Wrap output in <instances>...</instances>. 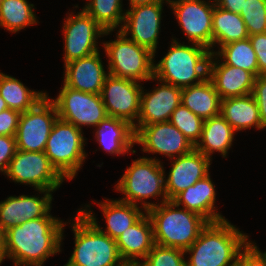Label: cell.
I'll return each mask as SVG.
<instances>
[{
    "label": "cell",
    "mask_w": 266,
    "mask_h": 266,
    "mask_svg": "<svg viewBox=\"0 0 266 266\" xmlns=\"http://www.w3.org/2000/svg\"><path fill=\"white\" fill-rule=\"evenodd\" d=\"M64 223L56 217L28 220L5 231L4 259L15 266H43L46 259L61 252Z\"/></svg>",
    "instance_id": "1"
},
{
    "label": "cell",
    "mask_w": 266,
    "mask_h": 266,
    "mask_svg": "<svg viewBox=\"0 0 266 266\" xmlns=\"http://www.w3.org/2000/svg\"><path fill=\"white\" fill-rule=\"evenodd\" d=\"M248 237L227 219L208 222L185 251L191 255L186 266H237L239 252L248 244Z\"/></svg>",
    "instance_id": "2"
},
{
    "label": "cell",
    "mask_w": 266,
    "mask_h": 266,
    "mask_svg": "<svg viewBox=\"0 0 266 266\" xmlns=\"http://www.w3.org/2000/svg\"><path fill=\"white\" fill-rule=\"evenodd\" d=\"M181 44L172 38L166 55L154 64L153 80L180 88L199 84L208 78V66L212 52L203 45ZM195 81V82H194Z\"/></svg>",
    "instance_id": "3"
},
{
    "label": "cell",
    "mask_w": 266,
    "mask_h": 266,
    "mask_svg": "<svg viewBox=\"0 0 266 266\" xmlns=\"http://www.w3.org/2000/svg\"><path fill=\"white\" fill-rule=\"evenodd\" d=\"M177 208V209H176ZM152 224L155 244L186 251L198 238L208 221L201 215L165 201L147 211Z\"/></svg>",
    "instance_id": "4"
},
{
    "label": "cell",
    "mask_w": 266,
    "mask_h": 266,
    "mask_svg": "<svg viewBox=\"0 0 266 266\" xmlns=\"http://www.w3.org/2000/svg\"><path fill=\"white\" fill-rule=\"evenodd\" d=\"M72 231L75 246L64 266H124L116 240L102 233L79 209Z\"/></svg>",
    "instance_id": "5"
},
{
    "label": "cell",
    "mask_w": 266,
    "mask_h": 266,
    "mask_svg": "<svg viewBox=\"0 0 266 266\" xmlns=\"http://www.w3.org/2000/svg\"><path fill=\"white\" fill-rule=\"evenodd\" d=\"M165 178L164 167L159 159L140 157L132 162L116 184V190L125 194V197L118 200L136 206H138L137 201H140L144 211L147 212L159 203L145 202L146 199L162 196L160 204L168 201Z\"/></svg>",
    "instance_id": "6"
},
{
    "label": "cell",
    "mask_w": 266,
    "mask_h": 266,
    "mask_svg": "<svg viewBox=\"0 0 266 266\" xmlns=\"http://www.w3.org/2000/svg\"><path fill=\"white\" fill-rule=\"evenodd\" d=\"M117 32L116 40L103 42L109 75L136 82L153 80L155 54Z\"/></svg>",
    "instance_id": "7"
},
{
    "label": "cell",
    "mask_w": 266,
    "mask_h": 266,
    "mask_svg": "<svg viewBox=\"0 0 266 266\" xmlns=\"http://www.w3.org/2000/svg\"><path fill=\"white\" fill-rule=\"evenodd\" d=\"M82 132L58 117L47 140L44 152L51 164L67 180L76 176L87 157L84 150L86 139Z\"/></svg>",
    "instance_id": "8"
},
{
    "label": "cell",
    "mask_w": 266,
    "mask_h": 266,
    "mask_svg": "<svg viewBox=\"0 0 266 266\" xmlns=\"http://www.w3.org/2000/svg\"><path fill=\"white\" fill-rule=\"evenodd\" d=\"M14 182L33 186L36 190L56 191L65 178L51 164L45 152L16 150L6 174Z\"/></svg>",
    "instance_id": "9"
},
{
    "label": "cell",
    "mask_w": 266,
    "mask_h": 266,
    "mask_svg": "<svg viewBox=\"0 0 266 266\" xmlns=\"http://www.w3.org/2000/svg\"><path fill=\"white\" fill-rule=\"evenodd\" d=\"M47 96L34 108L21 112L15 135L17 150L44 152L52 127L58 118L55 104Z\"/></svg>",
    "instance_id": "10"
},
{
    "label": "cell",
    "mask_w": 266,
    "mask_h": 266,
    "mask_svg": "<svg viewBox=\"0 0 266 266\" xmlns=\"http://www.w3.org/2000/svg\"><path fill=\"white\" fill-rule=\"evenodd\" d=\"M50 100L60 119L81 130L83 126L96 127L108 116L100 94L77 91L64 84L57 98Z\"/></svg>",
    "instance_id": "11"
},
{
    "label": "cell",
    "mask_w": 266,
    "mask_h": 266,
    "mask_svg": "<svg viewBox=\"0 0 266 266\" xmlns=\"http://www.w3.org/2000/svg\"><path fill=\"white\" fill-rule=\"evenodd\" d=\"M84 9L69 14L64 21V65L70 61L89 56L97 51L98 37L109 35Z\"/></svg>",
    "instance_id": "12"
},
{
    "label": "cell",
    "mask_w": 266,
    "mask_h": 266,
    "mask_svg": "<svg viewBox=\"0 0 266 266\" xmlns=\"http://www.w3.org/2000/svg\"><path fill=\"white\" fill-rule=\"evenodd\" d=\"M210 2V3H209ZM169 0L165 2L174 10L180 28L189 42L213 48L212 16L215 1L209 0Z\"/></svg>",
    "instance_id": "13"
},
{
    "label": "cell",
    "mask_w": 266,
    "mask_h": 266,
    "mask_svg": "<svg viewBox=\"0 0 266 266\" xmlns=\"http://www.w3.org/2000/svg\"><path fill=\"white\" fill-rule=\"evenodd\" d=\"M133 128L135 143L142 145V151L148 154H163L171 160L194 149V145L170 121Z\"/></svg>",
    "instance_id": "14"
},
{
    "label": "cell",
    "mask_w": 266,
    "mask_h": 266,
    "mask_svg": "<svg viewBox=\"0 0 266 266\" xmlns=\"http://www.w3.org/2000/svg\"><path fill=\"white\" fill-rule=\"evenodd\" d=\"M142 88L136 81L108 75L100 94L108 116L123 119L134 126L140 112Z\"/></svg>",
    "instance_id": "15"
},
{
    "label": "cell",
    "mask_w": 266,
    "mask_h": 266,
    "mask_svg": "<svg viewBox=\"0 0 266 266\" xmlns=\"http://www.w3.org/2000/svg\"><path fill=\"white\" fill-rule=\"evenodd\" d=\"M163 3L138 5L125 10L124 23L119 30L128 39L156 53L160 33Z\"/></svg>",
    "instance_id": "16"
},
{
    "label": "cell",
    "mask_w": 266,
    "mask_h": 266,
    "mask_svg": "<svg viewBox=\"0 0 266 266\" xmlns=\"http://www.w3.org/2000/svg\"><path fill=\"white\" fill-rule=\"evenodd\" d=\"M44 197L37 196H10L0 202V227L5 231L20 225L28 220L52 217L51 211L52 191L37 190Z\"/></svg>",
    "instance_id": "17"
},
{
    "label": "cell",
    "mask_w": 266,
    "mask_h": 266,
    "mask_svg": "<svg viewBox=\"0 0 266 266\" xmlns=\"http://www.w3.org/2000/svg\"><path fill=\"white\" fill-rule=\"evenodd\" d=\"M161 83V84H160ZM152 92L140 96V112L134 126L152 125L170 120L172 112L181 104L182 88L164 82Z\"/></svg>",
    "instance_id": "18"
},
{
    "label": "cell",
    "mask_w": 266,
    "mask_h": 266,
    "mask_svg": "<svg viewBox=\"0 0 266 266\" xmlns=\"http://www.w3.org/2000/svg\"><path fill=\"white\" fill-rule=\"evenodd\" d=\"M172 160L171 170L165 179L168 200H173L179 193L209 175L211 164V160L195 148Z\"/></svg>",
    "instance_id": "19"
},
{
    "label": "cell",
    "mask_w": 266,
    "mask_h": 266,
    "mask_svg": "<svg viewBox=\"0 0 266 266\" xmlns=\"http://www.w3.org/2000/svg\"><path fill=\"white\" fill-rule=\"evenodd\" d=\"M99 51L64 65V85L93 94H101L106 77Z\"/></svg>",
    "instance_id": "20"
},
{
    "label": "cell",
    "mask_w": 266,
    "mask_h": 266,
    "mask_svg": "<svg viewBox=\"0 0 266 266\" xmlns=\"http://www.w3.org/2000/svg\"><path fill=\"white\" fill-rule=\"evenodd\" d=\"M216 59V55L212 53L208 66V78L221 99L252 93L256 77L251 72L224 64L221 60L218 62Z\"/></svg>",
    "instance_id": "21"
},
{
    "label": "cell",
    "mask_w": 266,
    "mask_h": 266,
    "mask_svg": "<svg viewBox=\"0 0 266 266\" xmlns=\"http://www.w3.org/2000/svg\"><path fill=\"white\" fill-rule=\"evenodd\" d=\"M116 244L119 256L125 264H140L155 244L153 224L148 213L124 231L116 239Z\"/></svg>",
    "instance_id": "22"
},
{
    "label": "cell",
    "mask_w": 266,
    "mask_h": 266,
    "mask_svg": "<svg viewBox=\"0 0 266 266\" xmlns=\"http://www.w3.org/2000/svg\"><path fill=\"white\" fill-rule=\"evenodd\" d=\"M97 205L101 208L103 216L106 218V229L103 231L96 221V217L89 209H79L102 233L107 234L110 238L116 240L131 225L135 224L146 211L131 203L120 200L106 199Z\"/></svg>",
    "instance_id": "23"
},
{
    "label": "cell",
    "mask_w": 266,
    "mask_h": 266,
    "mask_svg": "<svg viewBox=\"0 0 266 266\" xmlns=\"http://www.w3.org/2000/svg\"><path fill=\"white\" fill-rule=\"evenodd\" d=\"M214 186L209 174L179 193L173 201L176 205H183V208L201 215L208 222L225 220V217L217 213L215 209L216 190Z\"/></svg>",
    "instance_id": "24"
},
{
    "label": "cell",
    "mask_w": 266,
    "mask_h": 266,
    "mask_svg": "<svg viewBox=\"0 0 266 266\" xmlns=\"http://www.w3.org/2000/svg\"><path fill=\"white\" fill-rule=\"evenodd\" d=\"M95 139L109 154L124 155L135 144L133 126L120 118L107 116L95 128Z\"/></svg>",
    "instance_id": "25"
},
{
    "label": "cell",
    "mask_w": 266,
    "mask_h": 266,
    "mask_svg": "<svg viewBox=\"0 0 266 266\" xmlns=\"http://www.w3.org/2000/svg\"><path fill=\"white\" fill-rule=\"evenodd\" d=\"M236 131L219 114L204 120L200 140L194 146L196 150L204 154L210 160L211 155L216 151L225 158L228 150L232 146Z\"/></svg>",
    "instance_id": "26"
},
{
    "label": "cell",
    "mask_w": 266,
    "mask_h": 266,
    "mask_svg": "<svg viewBox=\"0 0 266 266\" xmlns=\"http://www.w3.org/2000/svg\"><path fill=\"white\" fill-rule=\"evenodd\" d=\"M181 103L203 120L220 114L221 98L209 78L182 88Z\"/></svg>",
    "instance_id": "27"
},
{
    "label": "cell",
    "mask_w": 266,
    "mask_h": 266,
    "mask_svg": "<svg viewBox=\"0 0 266 266\" xmlns=\"http://www.w3.org/2000/svg\"><path fill=\"white\" fill-rule=\"evenodd\" d=\"M220 115L236 132L251 127L262 129L258 105L252 94L221 99Z\"/></svg>",
    "instance_id": "28"
},
{
    "label": "cell",
    "mask_w": 266,
    "mask_h": 266,
    "mask_svg": "<svg viewBox=\"0 0 266 266\" xmlns=\"http://www.w3.org/2000/svg\"><path fill=\"white\" fill-rule=\"evenodd\" d=\"M212 37L213 46L217 43L219 46L228 43L249 38L245 23L238 13H234L214 6L212 16Z\"/></svg>",
    "instance_id": "29"
},
{
    "label": "cell",
    "mask_w": 266,
    "mask_h": 266,
    "mask_svg": "<svg viewBox=\"0 0 266 266\" xmlns=\"http://www.w3.org/2000/svg\"><path fill=\"white\" fill-rule=\"evenodd\" d=\"M0 95L9 109L26 112L47 96L46 92L29 90L24 84L7 74L0 75Z\"/></svg>",
    "instance_id": "30"
},
{
    "label": "cell",
    "mask_w": 266,
    "mask_h": 266,
    "mask_svg": "<svg viewBox=\"0 0 266 266\" xmlns=\"http://www.w3.org/2000/svg\"><path fill=\"white\" fill-rule=\"evenodd\" d=\"M211 52L216 57H221L218 59H222L224 64L242 68L251 72L255 77L259 75L257 56L249 38L228 43L220 46L217 52L213 49Z\"/></svg>",
    "instance_id": "31"
},
{
    "label": "cell",
    "mask_w": 266,
    "mask_h": 266,
    "mask_svg": "<svg viewBox=\"0 0 266 266\" xmlns=\"http://www.w3.org/2000/svg\"><path fill=\"white\" fill-rule=\"evenodd\" d=\"M33 8V9H32ZM34 5L27 0H3L0 5V26L16 33L38 23Z\"/></svg>",
    "instance_id": "32"
},
{
    "label": "cell",
    "mask_w": 266,
    "mask_h": 266,
    "mask_svg": "<svg viewBox=\"0 0 266 266\" xmlns=\"http://www.w3.org/2000/svg\"><path fill=\"white\" fill-rule=\"evenodd\" d=\"M83 9L105 31H115L122 28L125 12L122 10V0H89Z\"/></svg>",
    "instance_id": "33"
},
{
    "label": "cell",
    "mask_w": 266,
    "mask_h": 266,
    "mask_svg": "<svg viewBox=\"0 0 266 266\" xmlns=\"http://www.w3.org/2000/svg\"><path fill=\"white\" fill-rule=\"evenodd\" d=\"M195 146L201 138L204 120L182 103L172 112L169 120Z\"/></svg>",
    "instance_id": "34"
},
{
    "label": "cell",
    "mask_w": 266,
    "mask_h": 266,
    "mask_svg": "<svg viewBox=\"0 0 266 266\" xmlns=\"http://www.w3.org/2000/svg\"><path fill=\"white\" fill-rule=\"evenodd\" d=\"M239 15L249 36L266 32V0H245Z\"/></svg>",
    "instance_id": "35"
},
{
    "label": "cell",
    "mask_w": 266,
    "mask_h": 266,
    "mask_svg": "<svg viewBox=\"0 0 266 266\" xmlns=\"http://www.w3.org/2000/svg\"><path fill=\"white\" fill-rule=\"evenodd\" d=\"M185 251L154 244L141 266H186Z\"/></svg>",
    "instance_id": "36"
},
{
    "label": "cell",
    "mask_w": 266,
    "mask_h": 266,
    "mask_svg": "<svg viewBox=\"0 0 266 266\" xmlns=\"http://www.w3.org/2000/svg\"><path fill=\"white\" fill-rule=\"evenodd\" d=\"M252 96L257 102L262 129L266 128V75H258L255 78Z\"/></svg>",
    "instance_id": "37"
},
{
    "label": "cell",
    "mask_w": 266,
    "mask_h": 266,
    "mask_svg": "<svg viewBox=\"0 0 266 266\" xmlns=\"http://www.w3.org/2000/svg\"><path fill=\"white\" fill-rule=\"evenodd\" d=\"M21 112L14 109H6L0 113V135L15 136L19 124Z\"/></svg>",
    "instance_id": "38"
},
{
    "label": "cell",
    "mask_w": 266,
    "mask_h": 266,
    "mask_svg": "<svg viewBox=\"0 0 266 266\" xmlns=\"http://www.w3.org/2000/svg\"><path fill=\"white\" fill-rule=\"evenodd\" d=\"M16 150L15 136L0 135V172L6 174L9 162L14 157Z\"/></svg>",
    "instance_id": "39"
},
{
    "label": "cell",
    "mask_w": 266,
    "mask_h": 266,
    "mask_svg": "<svg viewBox=\"0 0 266 266\" xmlns=\"http://www.w3.org/2000/svg\"><path fill=\"white\" fill-rule=\"evenodd\" d=\"M256 53L259 75H266V32L249 36Z\"/></svg>",
    "instance_id": "40"
},
{
    "label": "cell",
    "mask_w": 266,
    "mask_h": 266,
    "mask_svg": "<svg viewBox=\"0 0 266 266\" xmlns=\"http://www.w3.org/2000/svg\"><path fill=\"white\" fill-rule=\"evenodd\" d=\"M237 266H266L265 259L248 243L237 258Z\"/></svg>",
    "instance_id": "41"
},
{
    "label": "cell",
    "mask_w": 266,
    "mask_h": 266,
    "mask_svg": "<svg viewBox=\"0 0 266 266\" xmlns=\"http://www.w3.org/2000/svg\"><path fill=\"white\" fill-rule=\"evenodd\" d=\"M218 7L240 14L245 0H214Z\"/></svg>",
    "instance_id": "42"
},
{
    "label": "cell",
    "mask_w": 266,
    "mask_h": 266,
    "mask_svg": "<svg viewBox=\"0 0 266 266\" xmlns=\"http://www.w3.org/2000/svg\"><path fill=\"white\" fill-rule=\"evenodd\" d=\"M164 1L168 2L169 0H129V5L130 7H135L138 5L152 4V3L164 2Z\"/></svg>",
    "instance_id": "43"
},
{
    "label": "cell",
    "mask_w": 266,
    "mask_h": 266,
    "mask_svg": "<svg viewBox=\"0 0 266 266\" xmlns=\"http://www.w3.org/2000/svg\"><path fill=\"white\" fill-rule=\"evenodd\" d=\"M5 232L4 230L0 227V265L4 260V254H5Z\"/></svg>",
    "instance_id": "44"
},
{
    "label": "cell",
    "mask_w": 266,
    "mask_h": 266,
    "mask_svg": "<svg viewBox=\"0 0 266 266\" xmlns=\"http://www.w3.org/2000/svg\"><path fill=\"white\" fill-rule=\"evenodd\" d=\"M248 243L265 259V261H266V251L263 253V252H261V250H259V248H258V246H256L255 244H254V242L252 243V241L250 242V241H248Z\"/></svg>",
    "instance_id": "45"
},
{
    "label": "cell",
    "mask_w": 266,
    "mask_h": 266,
    "mask_svg": "<svg viewBox=\"0 0 266 266\" xmlns=\"http://www.w3.org/2000/svg\"><path fill=\"white\" fill-rule=\"evenodd\" d=\"M8 109V106L6 104V101L2 98L0 95V113L4 110Z\"/></svg>",
    "instance_id": "46"
},
{
    "label": "cell",
    "mask_w": 266,
    "mask_h": 266,
    "mask_svg": "<svg viewBox=\"0 0 266 266\" xmlns=\"http://www.w3.org/2000/svg\"><path fill=\"white\" fill-rule=\"evenodd\" d=\"M124 266H141L140 264H125Z\"/></svg>",
    "instance_id": "47"
}]
</instances>
